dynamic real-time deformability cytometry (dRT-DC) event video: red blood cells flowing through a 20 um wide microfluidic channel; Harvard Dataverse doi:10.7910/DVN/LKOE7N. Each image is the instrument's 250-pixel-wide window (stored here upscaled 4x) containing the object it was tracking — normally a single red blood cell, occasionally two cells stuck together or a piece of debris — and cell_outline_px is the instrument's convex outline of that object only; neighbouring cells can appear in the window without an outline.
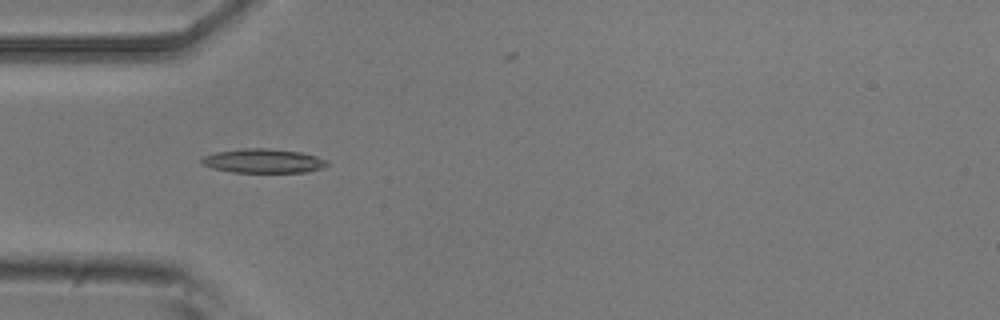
{"species": "common noctule bat (a hibernating species)", "species_latin": "Nyctalus noctula", "temperature_condition": "room temperature", "stored_images_in_passage": 1, "camera_frame_rate_fps": 3000, "um_per_image_px": 0.085, "animal": {"sex": "male", "body_mass_g": 20.5, "forearm_length_mm": 52.5}, "frame": {"image": 1, "passage_image": 1, "time_ms": 0.0, "image_size_px": [1000, 320], "cell_outline_px": [[328, 164], [320, 168], [308, 172], [232, 172], [212, 168], [200, 164], [200, 160], [204, 156], [216, 152], [244, 148], [268, 148], [300, 152], [316, 156], [328, 160]], "centroid_in_image_um": [22.35, 13.67], "position_along_channel_um": 62.6, "area_um2": 17.63}}